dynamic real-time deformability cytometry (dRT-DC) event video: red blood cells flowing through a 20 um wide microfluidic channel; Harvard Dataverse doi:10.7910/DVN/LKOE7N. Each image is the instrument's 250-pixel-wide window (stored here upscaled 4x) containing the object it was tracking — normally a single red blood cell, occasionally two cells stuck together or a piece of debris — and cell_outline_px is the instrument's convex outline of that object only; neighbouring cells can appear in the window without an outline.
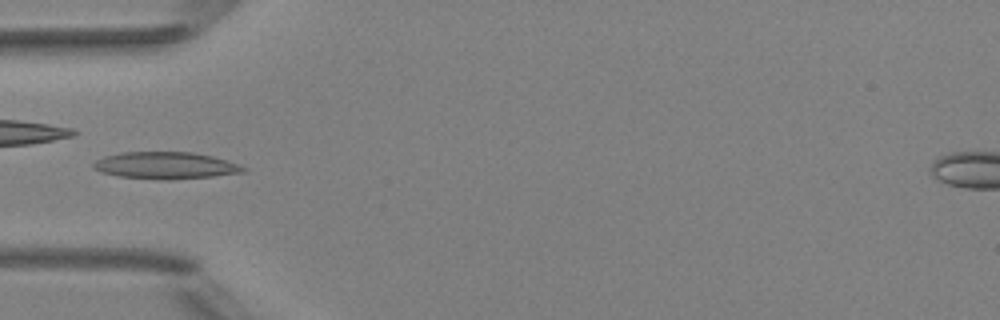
{"species": "Egyptian fruit bat (a non-hibernating species)", "species_latin": "Rousettus aegyptiacus", "temperature_condition": "room temperature", "stored_images_in_passage": 6, "camera_frame_rate_fps": 3000, "um_per_image_px": 0.085, "animal": {"sex": "female"}, "frame": {"image": 1, "passage_image": 5, "time_ms": 4.667, "image_size_px": [1000, 320], "cell_outline_px": [[248, 168], [244, 172], [212, 176], [168, 180], [120, 176], [100, 172], [92, 168], [92, 164], [96, 160], [104, 156], [124, 152], [192, 152], [212, 156]], "centroid_in_image_um": [14.03, 14.06], "position_along_channel_um": 71.0, "area_um2": 23.29}}
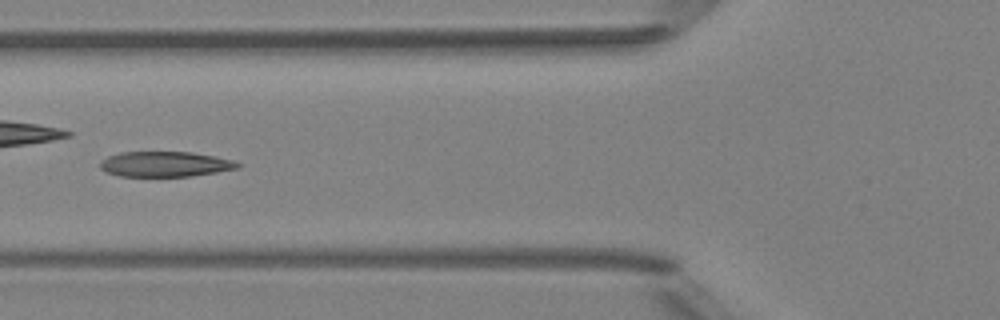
{"frame": {"image": 2, "passage_image": 6, "time_ms": 5.667, "image_size_px": [1000, 320], "cell_outline_px": [[240, 168], [192, 176], [120, 176], [108, 172], [100, 168], [100, 160], [108, 156], [120, 152], [192, 152], [216, 156], [232, 160], [240, 164]], "centroid_in_image_um": [14.04, 13.94], "position_along_channel_um": 111.8, "area_um2": 20.23}}